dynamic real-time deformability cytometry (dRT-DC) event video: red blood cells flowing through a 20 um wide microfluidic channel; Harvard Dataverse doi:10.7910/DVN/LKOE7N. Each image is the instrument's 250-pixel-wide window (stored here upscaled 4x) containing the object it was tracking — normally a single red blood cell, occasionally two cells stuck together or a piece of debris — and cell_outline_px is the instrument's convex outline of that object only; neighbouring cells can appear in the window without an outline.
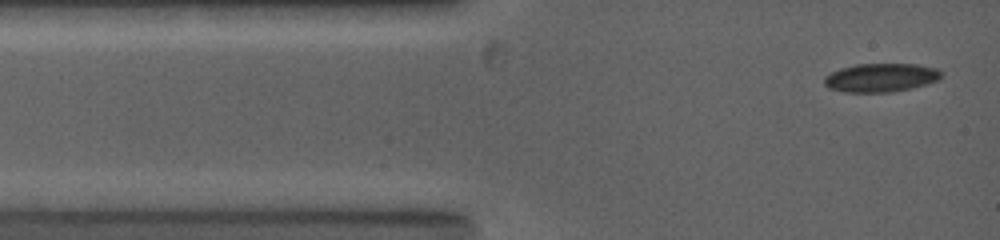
{"species": "common noctule bat (a hibernating species)", "species_latin": "Nyctalus noctula", "temperature_condition": "warm", "stored_images_in_passage": 14, "camera_frame_rate_fps": 5000, "um_per_image_px": 0.085, "animal": {"sex": "female", "body_mass_g": 19.0, "forearm_length_mm": 53.3}, "frame": {"image": 1, "passage_image": 1, "time_ms": 0.0, "image_size_px": [1000, 240], "cell_outline_px": [[944, 72], [936, 80], [928, 84], [912, 88], [892, 92], [844, 92], [828, 88], [824, 84], [824, 76], [840, 68], [856, 64], [916, 64], [936, 68]], "centroid_in_image_um": [74.86, 6.6], "position_along_channel_um": 10.1, "area_um2": 19.59}}
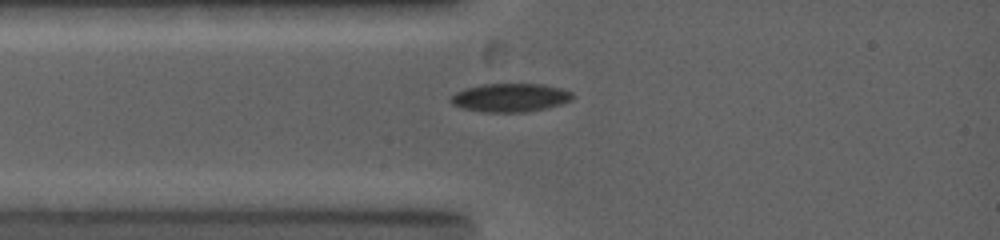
{"frame": {"image": 2, "passage_image": 5, "time_ms": 1.8, "image_size_px": [1000, 240], "cell_outline_px": [[572, 100], [560, 104], [528, 112], [484, 112], [460, 108], [452, 104], [448, 100], [456, 92], [464, 88], [480, 84], [544, 84], [564, 88], [572, 92]], "centroid_in_image_um": [43.35, 8.29], "position_along_channel_um": 41.7, "area_um2": 20.4}}
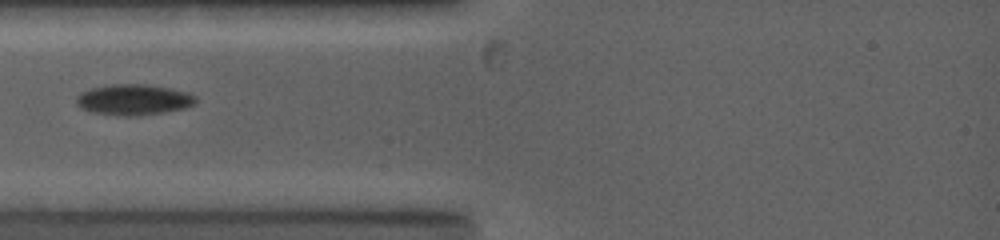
{"frame": {"image": 3, "passage_image": 7, "time_ms": 2.6, "image_size_px": [1000, 240], "cell_outline_px": [[196, 104], [184, 108], [164, 112], [136, 116], [124, 116], [92, 112], [80, 108], [76, 104], [76, 96], [80, 92], [92, 88], [112, 84], [144, 84], [168, 88], [188, 92], [196, 96]], "centroid_in_image_um": [11.34, 8.47], "position_along_channel_um": 73.7, "area_um2": 21.44}}